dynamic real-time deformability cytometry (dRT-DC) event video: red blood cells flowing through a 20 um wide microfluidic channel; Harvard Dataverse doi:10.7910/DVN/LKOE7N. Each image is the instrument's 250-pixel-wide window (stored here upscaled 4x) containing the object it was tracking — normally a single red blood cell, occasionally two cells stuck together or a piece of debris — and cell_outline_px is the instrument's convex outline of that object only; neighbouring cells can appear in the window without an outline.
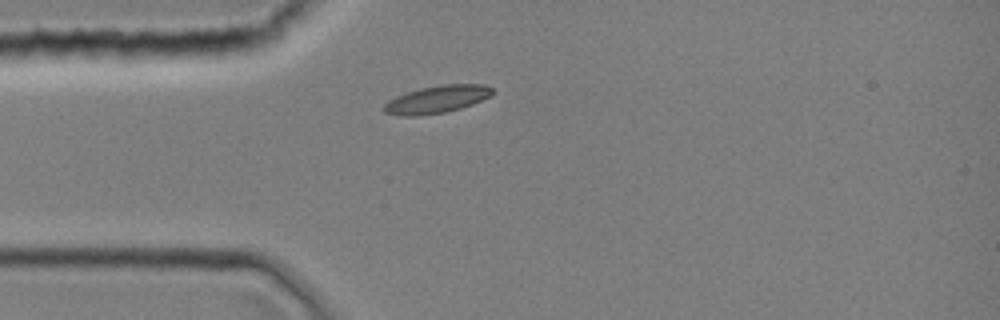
{"species": "common noctule bat (a hibernating species)", "species_latin": "Nyctalus noctula", "temperature_condition": "room temperature", "stored_images_in_passage": 1, "camera_frame_rate_fps": 3000, "um_per_image_px": 0.085, "animal": {"sex": "female", "body_mass_g": 19.0, "forearm_length_mm": 51.5}, "frame": {"image": 1, "passage_image": 1, "time_ms": 0.0, "image_size_px": [1000, 320], "cell_outline_px": [[492, 92], [488, 96], [472, 104], [460, 108], [444, 112], [416, 116], [400, 116], [384, 112], [380, 108], [388, 100], [396, 96], [420, 88], [440, 84], [484, 84], [492, 88]], "centroid_in_image_um": [37.06, 8.44], "position_along_channel_um": 47.9, "area_um2": 17.28}}